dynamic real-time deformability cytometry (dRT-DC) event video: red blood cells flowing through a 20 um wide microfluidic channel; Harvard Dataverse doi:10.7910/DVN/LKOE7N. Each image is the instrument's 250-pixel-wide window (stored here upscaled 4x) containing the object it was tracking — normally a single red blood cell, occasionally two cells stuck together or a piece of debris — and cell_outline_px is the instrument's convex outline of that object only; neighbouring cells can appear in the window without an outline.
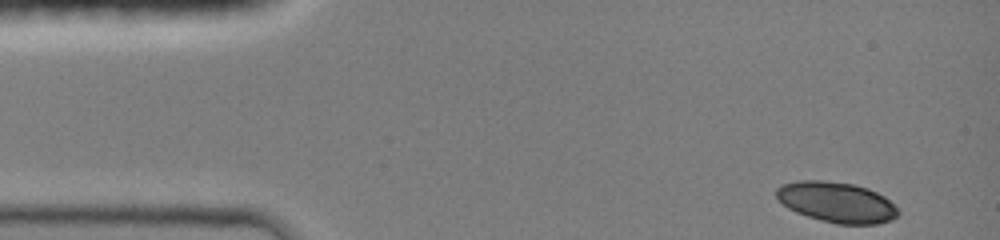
{"species": "common noctule bat (a hibernating species)", "species_latin": "Nyctalus noctula", "temperature_condition": "room temperature", "stored_images_in_passage": 7, "camera_frame_rate_fps": 3000, "um_per_image_px": 0.085, "animal": {"sex": "female", "body_mass_g": 19.0, "forearm_length_mm": 51.5}, "frame": {"image": 1, "passage_image": 1, "time_ms": 0.0, "image_size_px": [1000, 240], "cell_outline_px": [[900, 212], [892, 220], [876, 224], [836, 224], [820, 220], [796, 212], [788, 208], [776, 200], [776, 188], [784, 184], [800, 180], [824, 180], [852, 184], [868, 188], [884, 196]], "centroid_in_image_um": [71.09, 17.19], "position_along_channel_um": 13.9, "area_um2": 28.73}}
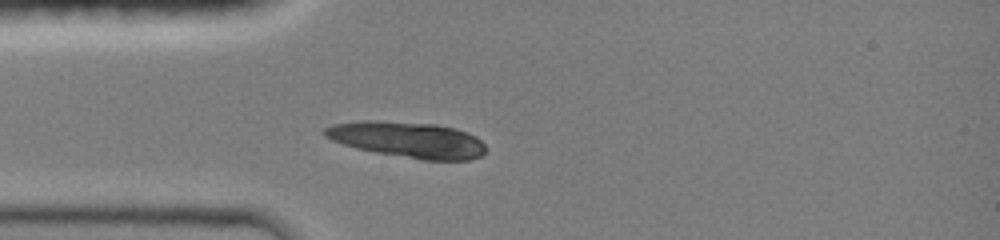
{"frame": {"image": 2, "passage_image": 7, "time_ms": 2.0, "image_size_px": [1000, 240], "cell_outline_px": [[484, 152], [480, 156], [468, 160], [424, 160], [376, 152], [356, 148], [332, 140], [324, 136], [324, 128], [332, 124], [360, 120], [376, 120], [436, 124], [456, 128], [476, 136], [484, 144]], "centroid_in_image_um": [34.64, 11.86], "position_along_channel_um": 50.4, "area_um2": 33.64}}